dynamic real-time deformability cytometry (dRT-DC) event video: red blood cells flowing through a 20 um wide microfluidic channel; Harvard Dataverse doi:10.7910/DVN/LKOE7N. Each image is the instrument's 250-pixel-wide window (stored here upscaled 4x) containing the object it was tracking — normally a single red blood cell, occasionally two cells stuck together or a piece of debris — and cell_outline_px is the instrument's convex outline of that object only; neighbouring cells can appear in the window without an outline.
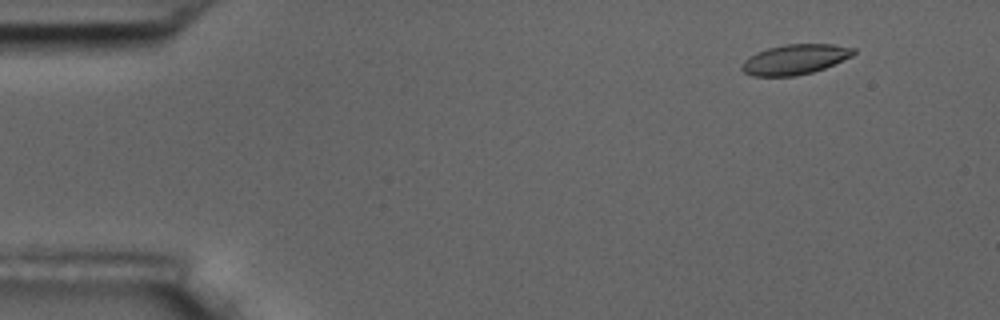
{"species": "common noctule bat (a hibernating species)", "species_latin": "Nyctalus noctula", "temperature_condition": "room temperature", "stored_images_in_passage": 5, "camera_frame_rate_fps": 3000, "um_per_image_px": 0.085, "animal": {"sex": "male", "body_mass_g": 17.5, "forearm_length_mm": 52.3}, "frame": {"image": 1, "passage_image": 2, "time_ms": 1.333, "image_size_px": [1000, 320], "cell_outline_px": [[856, 52], [852, 56], [824, 68], [812, 72], [796, 76], [752, 76], [744, 72], [740, 68], [740, 64], [748, 56], [756, 52], [768, 48], [784, 44], [832, 44], [856, 48]], "centroid_in_image_um": [67.54, 5.05], "position_along_channel_um": 17.5, "area_um2": 19.71}}
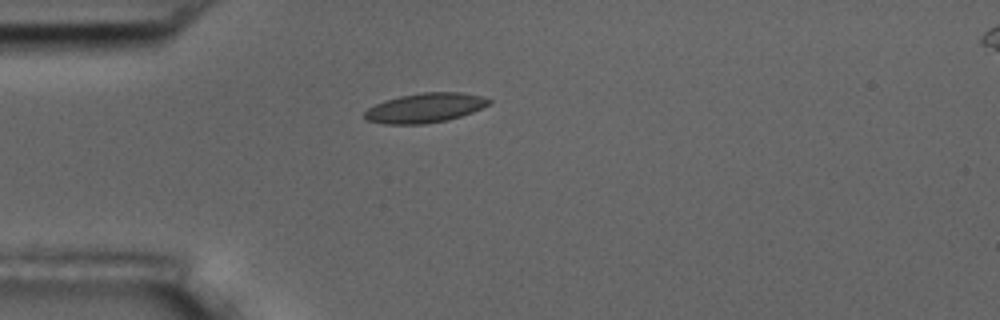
{"frame": {"image": 2, "passage_image": 5, "time_ms": 4.667, "image_size_px": [1000, 320], "cell_outline_px": [[492, 100], [488, 104], [472, 112], [448, 120], [424, 124], [384, 124], [364, 120], [364, 112], [368, 108], [384, 100], [400, 96], [424, 92], [460, 92], [480, 96]], "centroid_in_image_um": [36.07, 9.18], "position_along_channel_um": 48.9, "area_um2": 21.33}}